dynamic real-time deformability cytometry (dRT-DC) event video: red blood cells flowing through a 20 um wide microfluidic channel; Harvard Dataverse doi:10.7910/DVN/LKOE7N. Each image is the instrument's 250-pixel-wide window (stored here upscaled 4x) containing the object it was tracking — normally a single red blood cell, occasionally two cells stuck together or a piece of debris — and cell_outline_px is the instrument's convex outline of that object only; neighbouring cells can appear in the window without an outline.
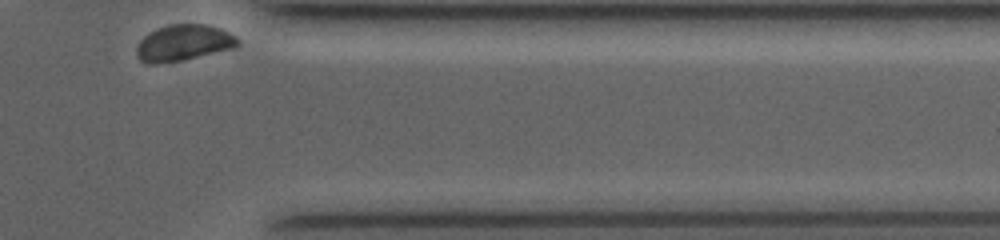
{"species": "common noctule bat (a hibernating species)", "species_latin": "Nyctalus noctula", "temperature_condition": "room temperature", "stored_images_in_passage": 12, "camera_frame_rate_fps": 4000, "um_per_image_px": 0.085, "animal": {"sex": "female", "body_mass_g": 19.0, "forearm_length_mm": 53.3}, "frame": {"image": 1, "passage_image": 12, "time_ms": 10.25, "image_size_px": [1000, 240], "cell_outline_px": [[240, 44], [236, 48], [184, 60], [152, 64], [148, 64], [140, 60], [136, 56], [136, 48], [140, 40], [148, 32], [156, 28], [168, 24], [204, 24], [220, 28], [236, 36], [240, 40]], "centroid_in_image_um": [15.61, 3.64], "position_along_channel_um": 395.8, "area_um2": 21.68}}